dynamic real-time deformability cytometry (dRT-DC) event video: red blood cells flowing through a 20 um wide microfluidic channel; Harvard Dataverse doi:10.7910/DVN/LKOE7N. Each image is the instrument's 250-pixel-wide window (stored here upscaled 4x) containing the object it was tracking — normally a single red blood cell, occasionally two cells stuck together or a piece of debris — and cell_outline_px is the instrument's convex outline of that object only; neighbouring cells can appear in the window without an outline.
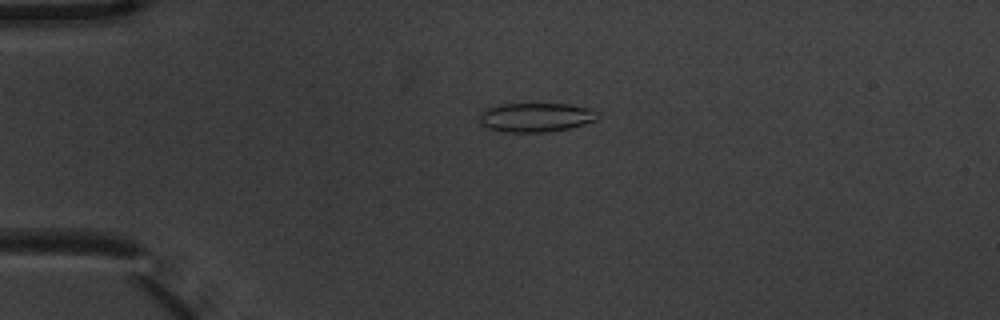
{"species": "common noctule bat (a hibernating species)", "species_latin": "Nyctalus noctula", "temperature_condition": "warm", "stored_images_in_passage": 5, "camera_frame_rate_fps": 3000, "um_per_image_px": 0.085, "animal": {"sex": "male", "body_mass_g": 20.1, "forearm_length_mm": 53.5}, "frame": {"image": 1, "passage_image": 4, "time_ms": 1.0, "image_size_px": [1000, 320], "cell_outline_px": [[600, 116], [596, 120], [572, 128], [548, 132], [504, 132], [484, 128], [480, 124], [480, 112], [484, 108], [500, 104], [568, 104], [592, 108], [600, 112]], "centroid_in_image_um": [45.55, 9.98], "position_along_channel_um": 39.4, "area_um2": 20.58}}